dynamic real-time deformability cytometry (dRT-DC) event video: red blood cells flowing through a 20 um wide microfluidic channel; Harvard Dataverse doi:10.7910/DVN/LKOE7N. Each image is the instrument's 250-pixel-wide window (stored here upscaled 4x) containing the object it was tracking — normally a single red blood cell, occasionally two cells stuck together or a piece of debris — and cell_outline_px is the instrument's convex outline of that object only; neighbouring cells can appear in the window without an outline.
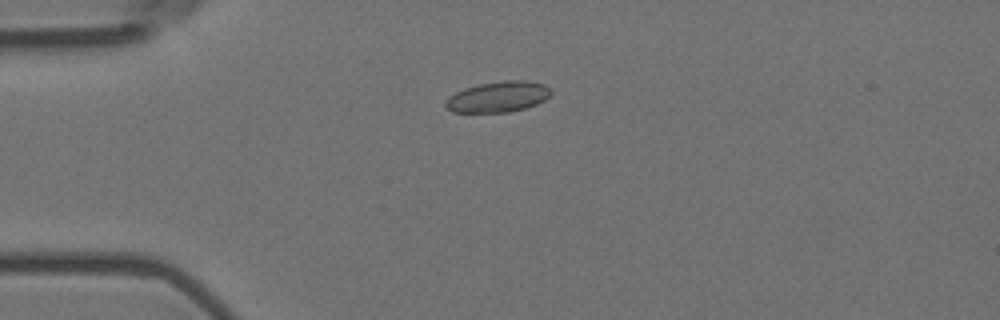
{"species": "Egyptian fruit bat (a non-hibernating species)", "species_latin": "Rousettus aegyptiacus", "temperature_condition": "room temperature", "stored_images_in_passage": 15, "camera_frame_rate_fps": 3000, "um_per_image_px": 0.085, "animal": {"sex": "female"}, "frame": {"image": 1, "passage_image": 4, "time_ms": 1.0, "image_size_px": [1000, 320], "cell_outline_px": [[552, 92], [544, 100], [536, 104], [524, 108], [508, 112], [452, 112], [444, 104], [444, 100], [448, 96], [464, 88], [480, 84], [504, 80], [524, 80], [544, 84], [552, 88]], "centroid_in_image_um": [42.33, 8.22], "position_along_channel_um": 42.7, "area_um2": 18.9}}
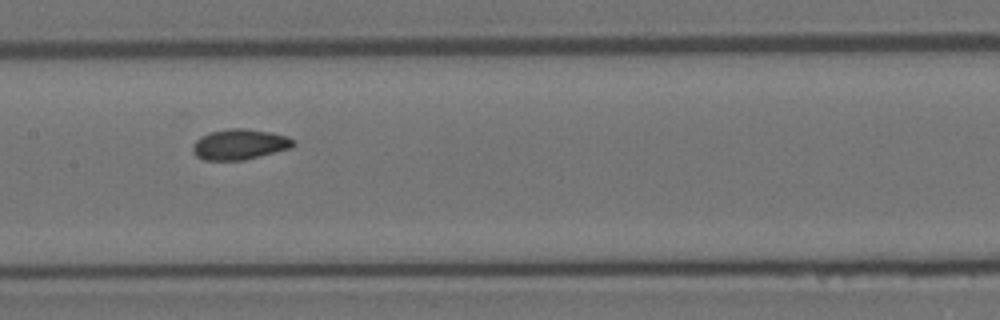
{"frame": {"image": 2, "passage_image": 8, "time_ms": 2.333, "image_size_px": [1000, 320], "cell_outline_px": [[296, 144], [288, 148], [244, 160], [204, 160], [196, 156], [192, 152], [192, 144], [200, 136], [212, 132], [228, 128], [244, 128], [272, 132], [288, 136], [296, 140]], "centroid_in_image_um": [20.35, 12.26], "position_along_channel_um": 187.0, "area_um2": 17.92}}
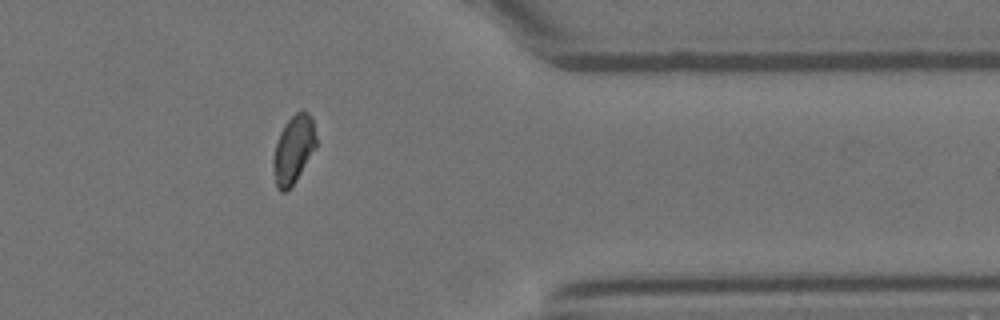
{"frame": {"image": 3, "passage_image": 13, "time_ms": 4.0, "image_size_px": [1000, 320], "cell_outline_px": [[316, 148], [296, 180], [284, 192], [280, 192], [276, 188], [272, 164], [272, 160], [276, 144], [280, 132], [284, 124], [296, 112], [304, 108], [308, 112], [312, 120], [316, 136]], "centroid_in_image_um": [24.94, 12.69], "position_along_channel_um": 386.5, "area_um2": 17.05}}